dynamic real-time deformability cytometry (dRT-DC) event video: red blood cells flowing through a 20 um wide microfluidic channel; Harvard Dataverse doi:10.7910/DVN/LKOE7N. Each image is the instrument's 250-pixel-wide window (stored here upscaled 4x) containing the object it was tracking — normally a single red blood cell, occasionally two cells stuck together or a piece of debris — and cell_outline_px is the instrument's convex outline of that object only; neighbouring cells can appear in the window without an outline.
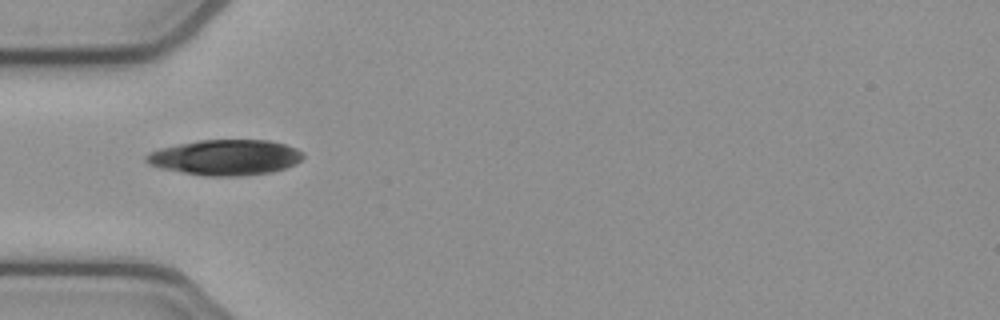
{"species": "common noctule bat (a hibernating species)", "species_latin": "Nyctalus noctula", "temperature_condition": "cold", "stored_images_in_passage": 22, "camera_frame_rate_fps": 3000, "um_per_image_px": 0.085, "animal": {"sex": "female", "body_mass_g": 21.9}, "frame": {"image": 1, "passage_image": 1, "time_ms": 0.0, "image_size_px": [1000, 320], "cell_outline_px": [[304, 156], [296, 164], [288, 168], [272, 172], [244, 176], [204, 176], [160, 168], [148, 164], [144, 160], [144, 156], [148, 152], [160, 148], [200, 140], [268, 140], [284, 144], [296, 148], [304, 152]], "centroid_in_image_um": [19.17, 13.39], "position_along_channel_um": 65.8, "area_um2": 32.71}}